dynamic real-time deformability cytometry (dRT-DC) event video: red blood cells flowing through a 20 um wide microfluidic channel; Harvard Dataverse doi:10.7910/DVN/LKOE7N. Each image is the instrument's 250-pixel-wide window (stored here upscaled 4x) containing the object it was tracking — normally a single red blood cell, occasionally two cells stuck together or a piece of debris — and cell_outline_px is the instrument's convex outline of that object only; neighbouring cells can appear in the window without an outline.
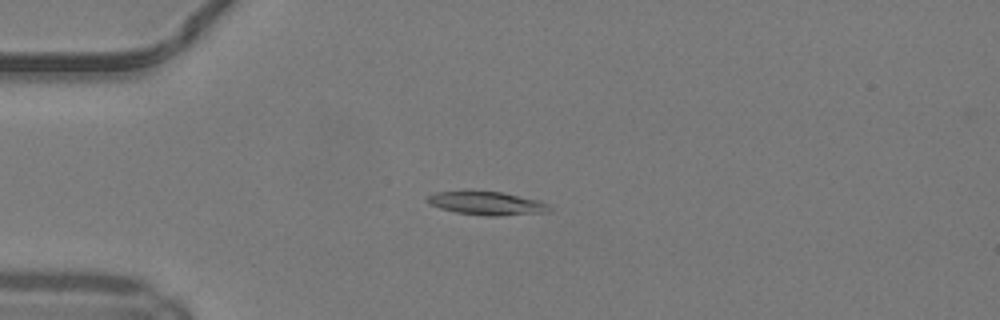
{"species": "common noctule bat (a hibernating species)", "species_latin": "Nyctalus noctula", "temperature_condition": "warm", "stored_images_in_passage": 44, "camera_frame_rate_fps": 3000, "um_per_image_px": 0.085, "animal": {"sex": "male", "body_mass_g": 19.2, "forearm_length_mm": 51.8}, "frame": {"image": 1, "passage_image": 7, "time_ms": 2.0, "image_size_px": [1000, 320], "cell_outline_px": [[552, 208], [544, 212], [496, 216], [484, 216], [456, 212], [440, 208], [424, 200], [428, 196], [436, 192], [468, 188], [500, 192], [540, 200], [548, 204]], "centroid_in_image_um": [41.3, 17.23], "position_along_channel_um": 43.7, "area_um2": 17.17}}
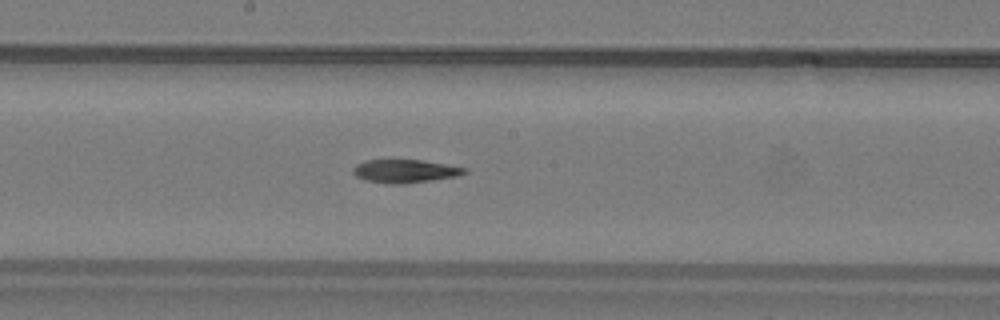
{"frame": {"image": 2, "passage_image": 21, "time_ms": 6.667, "image_size_px": [1000, 320], "cell_outline_px": [[468, 172], [456, 176], [432, 180], [404, 184], [388, 184], [364, 180], [356, 176], [352, 172], [352, 168], [356, 164], [364, 160], [420, 160], [468, 168]], "centroid_in_image_um": [34.38, 14.55], "position_along_channel_um": 213.8, "area_um2": 15.14}}
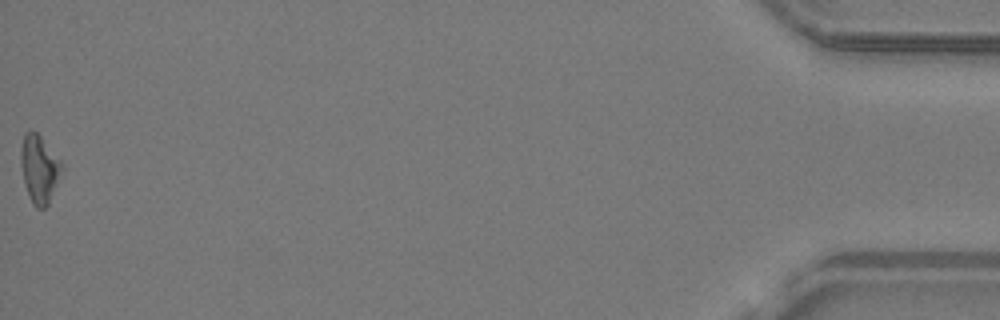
{"frame": {"image": 3, "passage_image": 44, "time_ms": 14.333, "image_size_px": [1000, 320], "cell_outline_px": [[64, 168], [48, 204], [44, 208], [36, 208], [32, 204], [24, 184], [20, 160], [20, 148], [24, 132], [32, 128], [40, 136], [64, 164]], "centroid_in_image_um": [3.33, 14.33], "position_along_channel_um": 431.9, "area_um2": 16.42}, "authors_computed_cell_mechanics": {"area_um2": 15.7216, "velocity_mm_per_s": 4.1575, "shape_relaxation_time_tau1_ms": 5.7082, "shape_relaxation_time_tau2_ms": null, "deformation_change_tau1": 0.1901, "deformation_change_tau2": null}}